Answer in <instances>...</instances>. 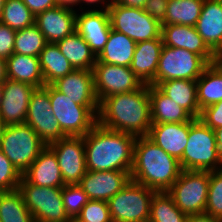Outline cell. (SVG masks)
I'll return each instance as SVG.
<instances>
[{"instance_id": "obj_7", "label": "cell", "mask_w": 222, "mask_h": 222, "mask_svg": "<svg viewBox=\"0 0 222 222\" xmlns=\"http://www.w3.org/2000/svg\"><path fill=\"white\" fill-rule=\"evenodd\" d=\"M155 191L130 180L107 203L113 222H148Z\"/></svg>"}, {"instance_id": "obj_45", "label": "cell", "mask_w": 222, "mask_h": 222, "mask_svg": "<svg viewBox=\"0 0 222 222\" xmlns=\"http://www.w3.org/2000/svg\"><path fill=\"white\" fill-rule=\"evenodd\" d=\"M112 2H113L112 0H79L78 11L80 9H81L80 11H82V10H108V8L112 4ZM86 6H88V7H86Z\"/></svg>"}, {"instance_id": "obj_28", "label": "cell", "mask_w": 222, "mask_h": 222, "mask_svg": "<svg viewBox=\"0 0 222 222\" xmlns=\"http://www.w3.org/2000/svg\"><path fill=\"white\" fill-rule=\"evenodd\" d=\"M135 46L136 42L128 36L111 29L107 43L97 56L96 63L129 67L133 59Z\"/></svg>"}, {"instance_id": "obj_35", "label": "cell", "mask_w": 222, "mask_h": 222, "mask_svg": "<svg viewBox=\"0 0 222 222\" xmlns=\"http://www.w3.org/2000/svg\"><path fill=\"white\" fill-rule=\"evenodd\" d=\"M0 23L17 31L34 25L35 15L22 0H5Z\"/></svg>"}, {"instance_id": "obj_37", "label": "cell", "mask_w": 222, "mask_h": 222, "mask_svg": "<svg viewBox=\"0 0 222 222\" xmlns=\"http://www.w3.org/2000/svg\"><path fill=\"white\" fill-rule=\"evenodd\" d=\"M205 213L222 220V169L210 171Z\"/></svg>"}, {"instance_id": "obj_2", "label": "cell", "mask_w": 222, "mask_h": 222, "mask_svg": "<svg viewBox=\"0 0 222 222\" xmlns=\"http://www.w3.org/2000/svg\"><path fill=\"white\" fill-rule=\"evenodd\" d=\"M136 137L96 123L83 137L89 171H131Z\"/></svg>"}, {"instance_id": "obj_8", "label": "cell", "mask_w": 222, "mask_h": 222, "mask_svg": "<svg viewBox=\"0 0 222 222\" xmlns=\"http://www.w3.org/2000/svg\"><path fill=\"white\" fill-rule=\"evenodd\" d=\"M19 191L24 203L37 222H69L62 201V188L41 187L30 184L23 177L20 180Z\"/></svg>"}, {"instance_id": "obj_21", "label": "cell", "mask_w": 222, "mask_h": 222, "mask_svg": "<svg viewBox=\"0 0 222 222\" xmlns=\"http://www.w3.org/2000/svg\"><path fill=\"white\" fill-rule=\"evenodd\" d=\"M189 122L152 124L147 137L178 161L187 146Z\"/></svg>"}, {"instance_id": "obj_52", "label": "cell", "mask_w": 222, "mask_h": 222, "mask_svg": "<svg viewBox=\"0 0 222 222\" xmlns=\"http://www.w3.org/2000/svg\"><path fill=\"white\" fill-rule=\"evenodd\" d=\"M6 124L0 119V145L3 137V132L5 130Z\"/></svg>"}, {"instance_id": "obj_51", "label": "cell", "mask_w": 222, "mask_h": 222, "mask_svg": "<svg viewBox=\"0 0 222 222\" xmlns=\"http://www.w3.org/2000/svg\"><path fill=\"white\" fill-rule=\"evenodd\" d=\"M214 133H215L218 151L222 156V126L217 129H214Z\"/></svg>"}, {"instance_id": "obj_46", "label": "cell", "mask_w": 222, "mask_h": 222, "mask_svg": "<svg viewBox=\"0 0 222 222\" xmlns=\"http://www.w3.org/2000/svg\"><path fill=\"white\" fill-rule=\"evenodd\" d=\"M186 222H222L221 219L209 216L206 213L188 215Z\"/></svg>"}, {"instance_id": "obj_36", "label": "cell", "mask_w": 222, "mask_h": 222, "mask_svg": "<svg viewBox=\"0 0 222 222\" xmlns=\"http://www.w3.org/2000/svg\"><path fill=\"white\" fill-rule=\"evenodd\" d=\"M46 44L47 41L45 36L34 24L16 31L14 53L39 57L40 52L44 49Z\"/></svg>"}, {"instance_id": "obj_48", "label": "cell", "mask_w": 222, "mask_h": 222, "mask_svg": "<svg viewBox=\"0 0 222 222\" xmlns=\"http://www.w3.org/2000/svg\"><path fill=\"white\" fill-rule=\"evenodd\" d=\"M7 79L6 60L0 58V84H3Z\"/></svg>"}, {"instance_id": "obj_42", "label": "cell", "mask_w": 222, "mask_h": 222, "mask_svg": "<svg viewBox=\"0 0 222 222\" xmlns=\"http://www.w3.org/2000/svg\"><path fill=\"white\" fill-rule=\"evenodd\" d=\"M16 30L0 23V58L7 59L14 53Z\"/></svg>"}, {"instance_id": "obj_30", "label": "cell", "mask_w": 222, "mask_h": 222, "mask_svg": "<svg viewBox=\"0 0 222 222\" xmlns=\"http://www.w3.org/2000/svg\"><path fill=\"white\" fill-rule=\"evenodd\" d=\"M197 102L200 111L222 100V66L209 64L196 80Z\"/></svg>"}, {"instance_id": "obj_55", "label": "cell", "mask_w": 222, "mask_h": 222, "mask_svg": "<svg viewBox=\"0 0 222 222\" xmlns=\"http://www.w3.org/2000/svg\"><path fill=\"white\" fill-rule=\"evenodd\" d=\"M2 90H3V87H2V84H0V105H1V101H2Z\"/></svg>"}, {"instance_id": "obj_44", "label": "cell", "mask_w": 222, "mask_h": 222, "mask_svg": "<svg viewBox=\"0 0 222 222\" xmlns=\"http://www.w3.org/2000/svg\"><path fill=\"white\" fill-rule=\"evenodd\" d=\"M22 1L35 16L57 5L56 0H22Z\"/></svg>"}, {"instance_id": "obj_26", "label": "cell", "mask_w": 222, "mask_h": 222, "mask_svg": "<svg viewBox=\"0 0 222 222\" xmlns=\"http://www.w3.org/2000/svg\"><path fill=\"white\" fill-rule=\"evenodd\" d=\"M7 78L25 82L36 88L44 87L39 57L13 53L6 59Z\"/></svg>"}, {"instance_id": "obj_6", "label": "cell", "mask_w": 222, "mask_h": 222, "mask_svg": "<svg viewBox=\"0 0 222 222\" xmlns=\"http://www.w3.org/2000/svg\"><path fill=\"white\" fill-rule=\"evenodd\" d=\"M45 147L37 133L27 123H21L6 125L0 150L22 175Z\"/></svg>"}, {"instance_id": "obj_47", "label": "cell", "mask_w": 222, "mask_h": 222, "mask_svg": "<svg viewBox=\"0 0 222 222\" xmlns=\"http://www.w3.org/2000/svg\"><path fill=\"white\" fill-rule=\"evenodd\" d=\"M113 3L120 4L125 7H133L143 9L147 0H112Z\"/></svg>"}, {"instance_id": "obj_3", "label": "cell", "mask_w": 222, "mask_h": 222, "mask_svg": "<svg viewBox=\"0 0 222 222\" xmlns=\"http://www.w3.org/2000/svg\"><path fill=\"white\" fill-rule=\"evenodd\" d=\"M182 169L179 161L167 154L147 136L136 137L133 148L131 180L155 192L168 191Z\"/></svg>"}, {"instance_id": "obj_41", "label": "cell", "mask_w": 222, "mask_h": 222, "mask_svg": "<svg viewBox=\"0 0 222 222\" xmlns=\"http://www.w3.org/2000/svg\"><path fill=\"white\" fill-rule=\"evenodd\" d=\"M206 126L217 129L222 126V100L201 110L199 118Z\"/></svg>"}, {"instance_id": "obj_10", "label": "cell", "mask_w": 222, "mask_h": 222, "mask_svg": "<svg viewBox=\"0 0 222 222\" xmlns=\"http://www.w3.org/2000/svg\"><path fill=\"white\" fill-rule=\"evenodd\" d=\"M208 65L200 55L163 45L156 76L149 85L173 79L197 80Z\"/></svg>"}, {"instance_id": "obj_54", "label": "cell", "mask_w": 222, "mask_h": 222, "mask_svg": "<svg viewBox=\"0 0 222 222\" xmlns=\"http://www.w3.org/2000/svg\"><path fill=\"white\" fill-rule=\"evenodd\" d=\"M69 222H83V221L79 220L77 217H72Z\"/></svg>"}, {"instance_id": "obj_43", "label": "cell", "mask_w": 222, "mask_h": 222, "mask_svg": "<svg viewBox=\"0 0 222 222\" xmlns=\"http://www.w3.org/2000/svg\"><path fill=\"white\" fill-rule=\"evenodd\" d=\"M167 4L168 0H147L143 10L161 24L166 16Z\"/></svg>"}, {"instance_id": "obj_23", "label": "cell", "mask_w": 222, "mask_h": 222, "mask_svg": "<svg viewBox=\"0 0 222 222\" xmlns=\"http://www.w3.org/2000/svg\"><path fill=\"white\" fill-rule=\"evenodd\" d=\"M163 48L162 37L136 43L131 70L143 84H150L158 69L159 58Z\"/></svg>"}, {"instance_id": "obj_14", "label": "cell", "mask_w": 222, "mask_h": 222, "mask_svg": "<svg viewBox=\"0 0 222 222\" xmlns=\"http://www.w3.org/2000/svg\"><path fill=\"white\" fill-rule=\"evenodd\" d=\"M47 146L57 157L64 184H79L87 172L83 137L67 136Z\"/></svg>"}, {"instance_id": "obj_20", "label": "cell", "mask_w": 222, "mask_h": 222, "mask_svg": "<svg viewBox=\"0 0 222 222\" xmlns=\"http://www.w3.org/2000/svg\"><path fill=\"white\" fill-rule=\"evenodd\" d=\"M161 37L163 45L186 49L200 55L208 64L213 63V51L194 26L161 25Z\"/></svg>"}, {"instance_id": "obj_33", "label": "cell", "mask_w": 222, "mask_h": 222, "mask_svg": "<svg viewBox=\"0 0 222 222\" xmlns=\"http://www.w3.org/2000/svg\"><path fill=\"white\" fill-rule=\"evenodd\" d=\"M19 189L0 192V222H34Z\"/></svg>"}, {"instance_id": "obj_53", "label": "cell", "mask_w": 222, "mask_h": 222, "mask_svg": "<svg viewBox=\"0 0 222 222\" xmlns=\"http://www.w3.org/2000/svg\"><path fill=\"white\" fill-rule=\"evenodd\" d=\"M4 3H5V0H0V16H1V12L3 10Z\"/></svg>"}, {"instance_id": "obj_29", "label": "cell", "mask_w": 222, "mask_h": 222, "mask_svg": "<svg viewBox=\"0 0 222 222\" xmlns=\"http://www.w3.org/2000/svg\"><path fill=\"white\" fill-rule=\"evenodd\" d=\"M56 44L74 69L93 70L97 57L77 31H74Z\"/></svg>"}, {"instance_id": "obj_38", "label": "cell", "mask_w": 222, "mask_h": 222, "mask_svg": "<svg viewBox=\"0 0 222 222\" xmlns=\"http://www.w3.org/2000/svg\"><path fill=\"white\" fill-rule=\"evenodd\" d=\"M88 200L87 194L78 184L62 187V201L70 218L77 217Z\"/></svg>"}, {"instance_id": "obj_27", "label": "cell", "mask_w": 222, "mask_h": 222, "mask_svg": "<svg viewBox=\"0 0 222 222\" xmlns=\"http://www.w3.org/2000/svg\"><path fill=\"white\" fill-rule=\"evenodd\" d=\"M157 87L193 118H199L201 111L197 102L196 80L173 79L161 82Z\"/></svg>"}, {"instance_id": "obj_13", "label": "cell", "mask_w": 222, "mask_h": 222, "mask_svg": "<svg viewBox=\"0 0 222 222\" xmlns=\"http://www.w3.org/2000/svg\"><path fill=\"white\" fill-rule=\"evenodd\" d=\"M92 71L98 102L115 94L135 91L143 85L131 68L127 66L96 63Z\"/></svg>"}, {"instance_id": "obj_15", "label": "cell", "mask_w": 222, "mask_h": 222, "mask_svg": "<svg viewBox=\"0 0 222 222\" xmlns=\"http://www.w3.org/2000/svg\"><path fill=\"white\" fill-rule=\"evenodd\" d=\"M2 87L0 119L6 125L25 123L30 98L36 87L11 79H7Z\"/></svg>"}, {"instance_id": "obj_16", "label": "cell", "mask_w": 222, "mask_h": 222, "mask_svg": "<svg viewBox=\"0 0 222 222\" xmlns=\"http://www.w3.org/2000/svg\"><path fill=\"white\" fill-rule=\"evenodd\" d=\"M131 180L130 171H89L78 184L89 200L108 201Z\"/></svg>"}, {"instance_id": "obj_12", "label": "cell", "mask_w": 222, "mask_h": 222, "mask_svg": "<svg viewBox=\"0 0 222 222\" xmlns=\"http://www.w3.org/2000/svg\"><path fill=\"white\" fill-rule=\"evenodd\" d=\"M49 98V85L36 88L30 98L26 122L46 144L67 137L53 115Z\"/></svg>"}, {"instance_id": "obj_49", "label": "cell", "mask_w": 222, "mask_h": 222, "mask_svg": "<svg viewBox=\"0 0 222 222\" xmlns=\"http://www.w3.org/2000/svg\"><path fill=\"white\" fill-rule=\"evenodd\" d=\"M56 3L58 6L69 7L72 9H76L79 6V0H56Z\"/></svg>"}, {"instance_id": "obj_1", "label": "cell", "mask_w": 222, "mask_h": 222, "mask_svg": "<svg viewBox=\"0 0 222 222\" xmlns=\"http://www.w3.org/2000/svg\"><path fill=\"white\" fill-rule=\"evenodd\" d=\"M97 123L135 137L147 136L152 125L149 85L115 94L99 102Z\"/></svg>"}, {"instance_id": "obj_34", "label": "cell", "mask_w": 222, "mask_h": 222, "mask_svg": "<svg viewBox=\"0 0 222 222\" xmlns=\"http://www.w3.org/2000/svg\"><path fill=\"white\" fill-rule=\"evenodd\" d=\"M186 219L187 215L175 205L167 191L154 193L148 222H186Z\"/></svg>"}, {"instance_id": "obj_4", "label": "cell", "mask_w": 222, "mask_h": 222, "mask_svg": "<svg viewBox=\"0 0 222 222\" xmlns=\"http://www.w3.org/2000/svg\"><path fill=\"white\" fill-rule=\"evenodd\" d=\"M182 170L214 171L222 169L214 130L200 119L189 121L187 146L179 160Z\"/></svg>"}, {"instance_id": "obj_18", "label": "cell", "mask_w": 222, "mask_h": 222, "mask_svg": "<svg viewBox=\"0 0 222 222\" xmlns=\"http://www.w3.org/2000/svg\"><path fill=\"white\" fill-rule=\"evenodd\" d=\"M77 9L58 6L35 16V25L45 36L47 43H57L76 31Z\"/></svg>"}, {"instance_id": "obj_24", "label": "cell", "mask_w": 222, "mask_h": 222, "mask_svg": "<svg viewBox=\"0 0 222 222\" xmlns=\"http://www.w3.org/2000/svg\"><path fill=\"white\" fill-rule=\"evenodd\" d=\"M195 28L214 51L222 41V0H204Z\"/></svg>"}, {"instance_id": "obj_5", "label": "cell", "mask_w": 222, "mask_h": 222, "mask_svg": "<svg viewBox=\"0 0 222 222\" xmlns=\"http://www.w3.org/2000/svg\"><path fill=\"white\" fill-rule=\"evenodd\" d=\"M53 115L68 137H84L97 123L99 105H79L49 85Z\"/></svg>"}, {"instance_id": "obj_19", "label": "cell", "mask_w": 222, "mask_h": 222, "mask_svg": "<svg viewBox=\"0 0 222 222\" xmlns=\"http://www.w3.org/2000/svg\"><path fill=\"white\" fill-rule=\"evenodd\" d=\"M79 105H99L94 90L93 71L74 69L51 84Z\"/></svg>"}, {"instance_id": "obj_39", "label": "cell", "mask_w": 222, "mask_h": 222, "mask_svg": "<svg viewBox=\"0 0 222 222\" xmlns=\"http://www.w3.org/2000/svg\"><path fill=\"white\" fill-rule=\"evenodd\" d=\"M77 218L83 222H113L108 203L101 200H88Z\"/></svg>"}, {"instance_id": "obj_40", "label": "cell", "mask_w": 222, "mask_h": 222, "mask_svg": "<svg viewBox=\"0 0 222 222\" xmlns=\"http://www.w3.org/2000/svg\"><path fill=\"white\" fill-rule=\"evenodd\" d=\"M22 175L0 150V192L17 189Z\"/></svg>"}, {"instance_id": "obj_32", "label": "cell", "mask_w": 222, "mask_h": 222, "mask_svg": "<svg viewBox=\"0 0 222 222\" xmlns=\"http://www.w3.org/2000/svg\"><path fill=\"white\" fill-rule=\"evenodd\" d=\"M204 0H168L167 12L161 25L196 26Z\"/></svg>"}, {"instance_id": "obj_25", "label": "cell", "mask_w": 222, "mask_h": 222, "mask_svg": "<svg viewBox=\"0 0 222 222\" xmlns=\"http://www.w3.org/2000/svg\"><path fill=\"white\" fill-rule=\"evenodd\" d=\"M152 124L189 122L193 117L157 86L149 85Z\"/></svg>"}, {"instance_id": "obj_9", "label": "cell", "mask_w": 222, "mask_h": 222, "mask_svg": "<svg viewBox=\"0 0 222 222\" xmlns=\"http://www.w3.org/2000/svg\"><path fill=\"white\" fill-rule=\"evenodd\" d=\"M210 171L182 170L167 191L175 205L187 216L205 213Z\"/></svg>"}, {"instance_id": "obj_11", "label": "cell", "mask_w": 222, "mask_h": 222, "mask_svg": "<svg viewBox=\"0 0 222 222\" xmlns=\"http://www.w3.org/2000/svg\"><path fill=\"white\" fill-rule=\"evenodd\" d=\"M111 29L138 42L161 36V24L143 9L113 3L108 8Z\"/></svg>"}, {"instance_id": "obj_22", "label": "cell", "mask_w": 222, "mask_h": 222, "mask_svg": "<svg viewBox=\"0 0 222 222\" xmlns=\"http://www.w3.org/2000/svg\"><path fill=\"white\" fill-rule=\"evenodd\" d=\"M22 177L30 184L41 187L62 188L65 186L57 157L48 146L39 153Z\"/></svg>"}, {"instance_id": "obj_31", "label": "cell", "mask_w": 222, "mask_h": 222, "mask_svg": "<svg viewBox=\"0 0 222 222\" xmlns=\"http://www.w3.org/2000/svg\"><path fill=\"white\" fill-rule=\"evenodd\" d=\"M39 62L45 85H51L57 79L74 70L56 43H47L40 52Z\"/></svg>"}, {"instance_id": "obj_50", "label": "cell", "mask_w": 222, "mask_h": 222, "mask_svg": "<svg viewBox=\"0 0 222 222\" xmlns=\"http://www.w3.org/2000/svg\"><path fill=\"white\" fill-rule=\"evenodd\" d=\"M213 63L220 65L222 64V41L213 51Z\"/></svg>"}, {"instance_id": "obj_17", "label": "cell", "mask_w": 222, "mask_h": 222, "mask_svg": "<svg viewBox=\"0 0 222 222\" xmlns=\"http://www.w3.org/2000/svg\"><path fill=\"white\" fill-rule=\"evenodd\" d=\"M110 30L108 10H77L76 31L85 39L96 57L107 43Z\"/></svg>"}]
</instances>
